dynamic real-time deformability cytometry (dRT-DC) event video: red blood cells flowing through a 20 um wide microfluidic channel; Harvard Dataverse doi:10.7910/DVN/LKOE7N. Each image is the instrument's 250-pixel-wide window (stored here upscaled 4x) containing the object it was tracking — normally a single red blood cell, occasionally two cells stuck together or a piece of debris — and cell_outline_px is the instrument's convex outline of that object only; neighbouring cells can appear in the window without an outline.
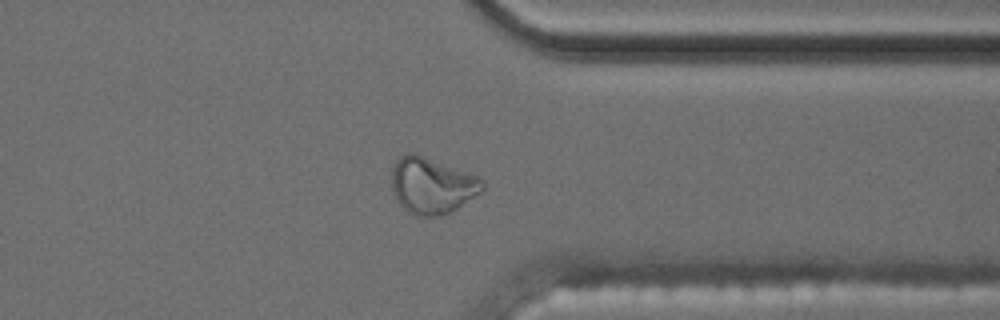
{"species": "common noctule bat (a hibernating species)", "species_latin": "Nyctalus noctula", "temperature_condition": "cold", "stored_images_in_passage": 46, "camera_frame_rate_fps": 3000, "um_per_image_px": 0.085, "animal": {"sex": "male", "body_mass_g": 17.5, "forearm_length_mm": 52.3}, "frame": {"image": 1, "passage_image": 33, "time_ms": 10.667, "image_size_px": [1000, 320], "cell_outline_px": [[484, 188], [480, 192], [456, 208], [440, 216], [416, 216], [408, 212], [396, 200], [392, 188], [392, 168], [396, 160], [400, 156], [408, 152], [416, 152], [480, 176], [484, 180]], "centroid_in_image_um": [36.7, 15.73], "position_along_channel_um": 374.7, "area_um2": 30.0}, "authors_computed_cell_mechanics": {"area_um2": 20.4612, "velocity_mm_per_s": 3.5242, "shape_relaxation_time_tau1_ms": null, "shape_relaxation_time_tau2_ms": 4.5602, "deformation_change_tau1": null, "deformation_change_tau2": 0.1062}}